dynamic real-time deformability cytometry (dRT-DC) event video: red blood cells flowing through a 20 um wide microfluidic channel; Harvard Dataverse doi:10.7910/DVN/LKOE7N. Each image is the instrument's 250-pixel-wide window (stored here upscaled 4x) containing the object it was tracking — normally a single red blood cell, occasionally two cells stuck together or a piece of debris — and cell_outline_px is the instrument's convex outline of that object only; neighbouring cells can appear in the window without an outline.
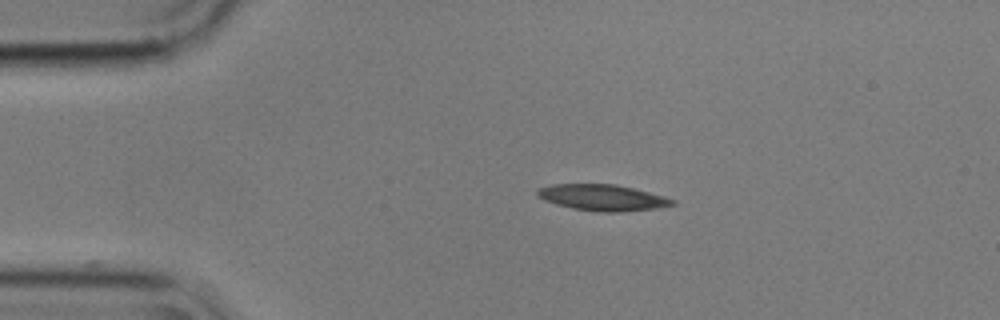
{"species": "common noctule bat (a hibernating species)", "species_latin": "Nyctalus noctula", "temperature_condition": "cold", "stored_images_in_passage": 10, "camera_frame_rate_fps": 3000, "um_per_image_px": 0.085, "animal": {"sex": "male", "body_mass_g": 17.9}, "frame": {"image": 1, "passage_image": 1, "time_ms": 0.0, "image_size_px": [1000, 320], "cell_outline_px": [[676, 204], [660, 208], [616, 212], [600, 212], [572, 208], [556, 204], [544, 200], [536, 192], [540, 188], [552, 184], [616, 184], [664, 196], [676, 200]], "centroid_in_image_um": [51.25, 16.8], "position_along_channel_um": 33.7, "area_um2": 20.46}}
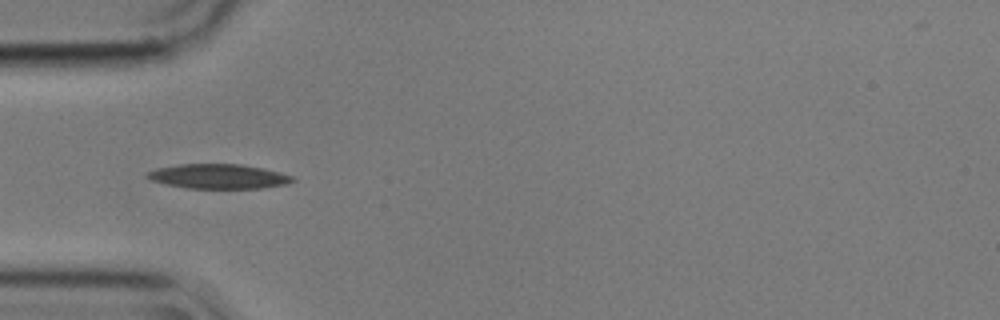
{"frame": {"image": 2, "passage_image": 7, "time_ms": 2.0, "image_size_px": [1000, 320], "cell_outline_px": [[296, 180], [288, 184], [264, 188], [188, 188], [168, 184], [152, 180], [144, 176], [148, 172], [156, 168], [180, 164], [240, 164], [264, 168], [280, 172], [292, 176]], "centroid_in_image_um": [18.61, 14.99], "position_along_channel_um": 66.4, "area_um2": 20.81}}
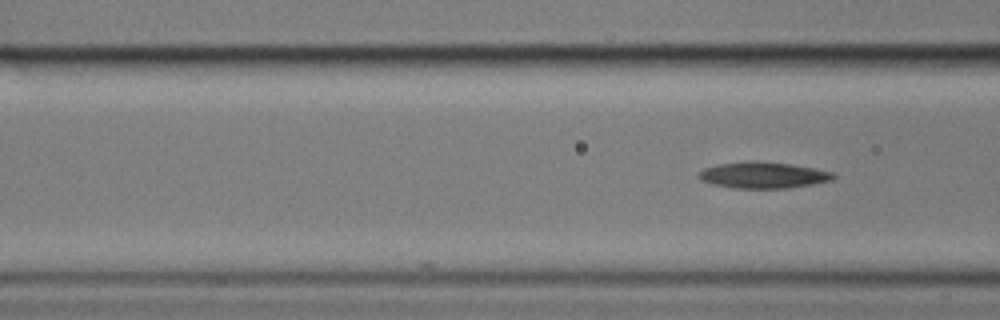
{"frame": {"image": 3, "passage_image": 10, "time_ms": 3.0, "image_size_px": [1000, 320], "cell_outline_px": [[836, 176], [832, 180], [812, 184], [788, 188], [732, 188], [712, 184], [700, 180], [696, 176], [696, 172], [704, 168], [716, 164], [748, 160], [756, 160], [792, 164], [816, 168], [832, 172]], "centroid_in_image_um": [64.81, 14.87], "position_along_channel_um": 101.8, "area_um2": 21.04}}